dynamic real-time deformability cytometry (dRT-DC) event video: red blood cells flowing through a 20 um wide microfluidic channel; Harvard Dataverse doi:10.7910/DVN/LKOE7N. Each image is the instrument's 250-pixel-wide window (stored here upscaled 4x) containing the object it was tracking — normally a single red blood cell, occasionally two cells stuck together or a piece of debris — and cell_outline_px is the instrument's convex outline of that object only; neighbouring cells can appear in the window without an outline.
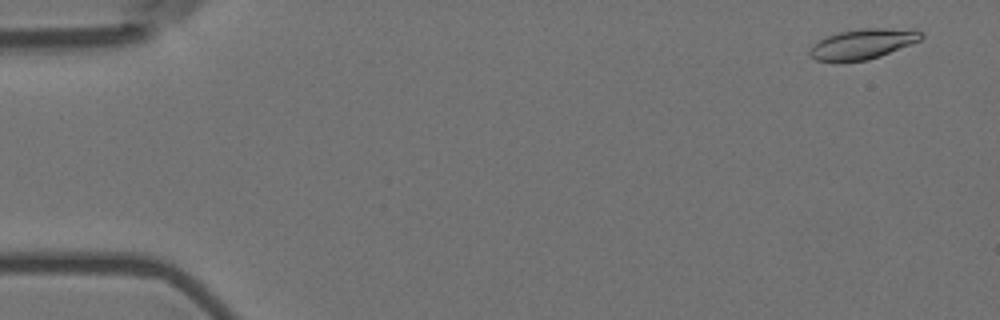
{"species": "Egyptian fruit bat (a non-hibernating species)", "species_latin": "Rousettus aegyptiacus", "temperature_condition": "room temperature", "stored_images_in_passage": 5, "segment_of_instrument_passage": [1, 2], "camera_frame_rate_fps": 3000, "um_per_image_px": 0.085, "animal": {"sex": "female"}, "frame": {"image": 1, "passage_image": 1, "time_ms": 0.0, "image_size_px": [1000, 320], "cell_outline_px": [[924, 36], [920, 40], [880, 56], [868, 60], [816, 60], [808, 52], [812, 44], [828, 36], [840, 32], [868, 28], [916, 28], [924, 32]], "centroid_in_image_um": [73.42, 3.7], "position_along_channel_um": 11.6, "area_um2": 19.31}}